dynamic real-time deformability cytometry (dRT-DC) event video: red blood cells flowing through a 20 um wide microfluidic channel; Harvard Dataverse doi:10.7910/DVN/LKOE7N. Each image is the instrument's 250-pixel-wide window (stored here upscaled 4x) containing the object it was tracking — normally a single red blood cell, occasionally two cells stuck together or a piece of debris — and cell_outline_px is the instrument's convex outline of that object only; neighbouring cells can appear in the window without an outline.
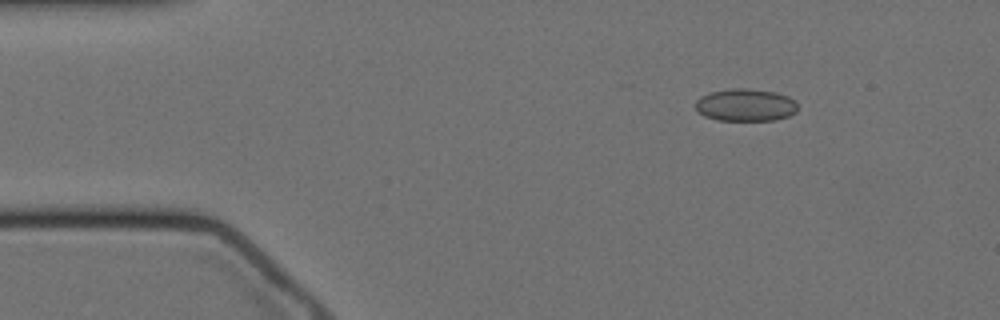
{"species": "Egyptian fruit bat (a non-hibernating species)", "species_latin": "Rousettus aegyptiacus", "temperature_condition": "cold", "stored_images_in_passage": 43, "camera_frame_rate_fps": 3000, "um_per_image_px": 0.085, "animal": {"sex": "female"}, "frame": {"image": 1, "passage_image": 2, "time_ms": 0.333, "image_size_px": [1000, 320], "cell_outline_px": [[796, 112], [788, 116], [776, 120], [716, 120], [704, 116], [696, 108], [696, 100], [700, 96], [708, 92], [732, 88], [748, 88], [776, 92], [788, 96], [796, 100]], "centroid_in_image_um": [63.37, 8.91], "position_along_channel_um": 21.6, "area_um2": 19.48}}
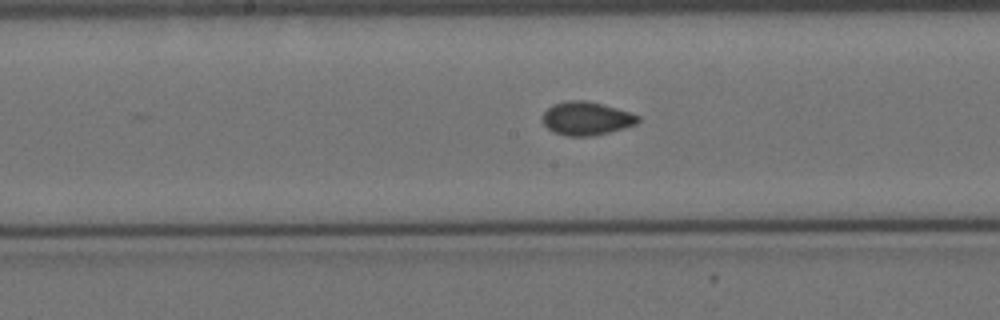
{"frame": {"image": 2, "passage_image": 23, "time_ms": 7.333, "image_size_px": [1000, 320], "cell_outline_px": [[640, 120], [636, 124], [624, 128], [592, 136], [564, 136], [552, 132], [544, 124], [544, 112], [552, 104], [568, 100], [584, 100], [616, 108], [640, 116]], "centroid_in_image_um": [49.83, 10.08], "position_along_channel_um": 198.4, "area_um2": 18.44}}
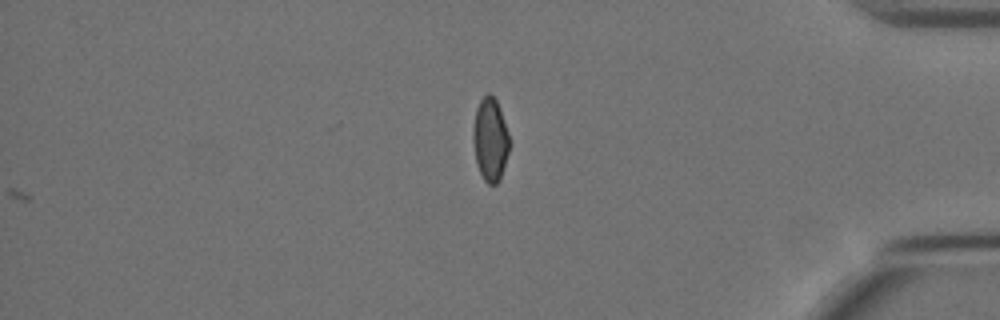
{"frame": {"image": 3, "passage_image": 43, "time_ms": 14.0, "image_size_px": [1000, 320], "cell_outline_px": [[508, 152], [500, 180], [496, 184], [488, 184], [484, 180], [476, 164], [472, 140], [472, 132], [476, 108], [480, 100], [488, 92], [496, 100], [500, 108], [508, 132]], "centroid_in_image_um": [41.64, 11.86], "position_along_channel_um": 393.6, "area_um2": 17.57}, "authors_computed_cell_mechanics": {"area_um2": 18.2648, "velocity_mm_per_s": 3.437, "shape_relaxation_time_tau1_ms": null, "shape_relaxation_time_tau2_ms": 2.4778, "deformation_change_tau1": null, "deformation_change_tau2": 0.0536}}